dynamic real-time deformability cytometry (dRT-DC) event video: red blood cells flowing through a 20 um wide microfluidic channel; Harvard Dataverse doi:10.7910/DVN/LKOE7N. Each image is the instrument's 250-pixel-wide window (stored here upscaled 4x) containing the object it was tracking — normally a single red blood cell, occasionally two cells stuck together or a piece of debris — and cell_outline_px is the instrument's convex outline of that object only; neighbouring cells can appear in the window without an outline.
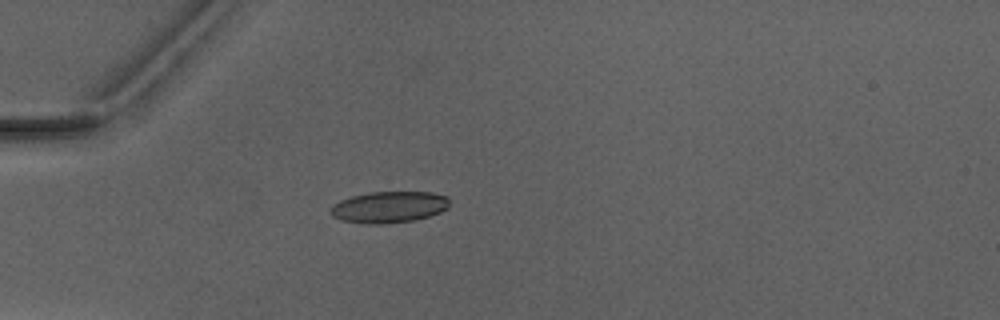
{"species": "Egyptian fruit bat (a non-hibernating species)", "species_latin": "Rousettus aegyptiacus", "temperature_condition": "warm", "stored_images_in_passage": 3, "camera_frame_rate_fps": 3000, "um_per_image_px": 0.085, "animal": {"sex": "male"}, "frame": {"image": 1, "passage_image": 3, "time_ms": 2.333, "image_size_px": [1000, 320], "cell_outline_px": [[448, 208], [440, 212], [428, 216], [412, 220], [384, 224], [364, 224], [340, 220], [332, 216], [328, 212], [328, 208], [332, 204], [340, 200], [352, 196], [372, 192], [432, 192], [448, 196]], "centroid_in_image_um": [33.0, 17.6], "position_along_channel_um": 52.0, "area_um2": 21.96}}